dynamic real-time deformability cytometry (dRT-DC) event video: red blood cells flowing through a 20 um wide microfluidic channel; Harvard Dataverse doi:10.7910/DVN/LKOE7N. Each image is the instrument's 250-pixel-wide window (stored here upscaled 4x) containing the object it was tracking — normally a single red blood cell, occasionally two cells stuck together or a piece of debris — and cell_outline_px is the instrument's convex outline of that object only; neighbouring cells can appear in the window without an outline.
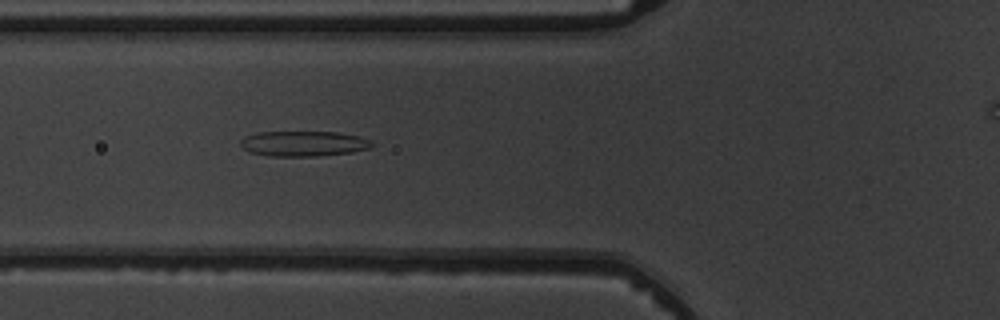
{"species": "common noctule bat (a hibernating species)", "species_latin": "Nyctalus noctula", "temperature_condition": "warm", "stored_images_in_passage": 6, "camera_frame_rate_fps": 3000, "um_per_image_px": 0.085, "animal": {"sex": "male", "body_mass_g": 19.5, "forearm_length_mm": 54.6}, "frame": {"image": 1, "passage_image": 5, "time_ms": 4.667, "image_size_px": [1000, 320], "cell_outline_px": [[372, 148], [352, 152], [316, 156], [268, 156], [248, 152], [240, 144], [240, 140], [244, 136], [256, 132], [336, 132], [360, 136], [372, 140]], "centroid_in_image_um": [25.79, 12.2], "position_along_channel_um": 100.0, "area_um2": 19.54}}